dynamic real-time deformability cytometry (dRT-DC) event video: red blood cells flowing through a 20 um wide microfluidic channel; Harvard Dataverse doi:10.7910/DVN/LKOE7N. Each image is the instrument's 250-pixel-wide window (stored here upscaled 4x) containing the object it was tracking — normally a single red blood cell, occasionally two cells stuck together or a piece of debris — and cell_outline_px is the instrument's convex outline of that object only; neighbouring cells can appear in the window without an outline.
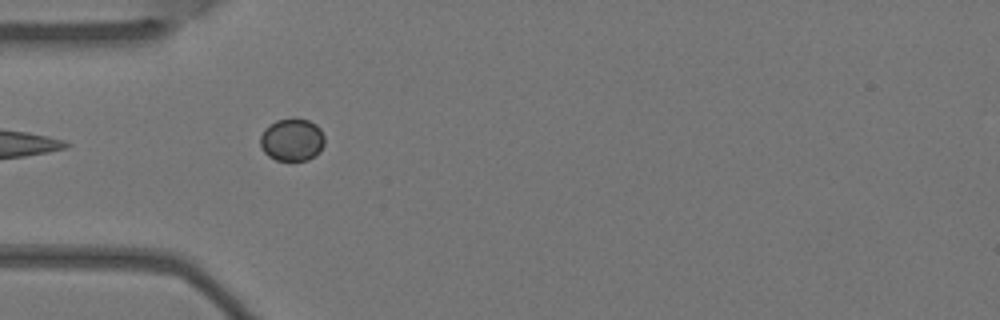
{"species": "Egyptian fruit bat (a non-hibernating species)", "species_latin": "Rousettus aegyptiacus", "temperature_condition": "warm", "stored_images_in_passage": 1, "camera_frame_rate_fps": 3000, "um_per_image_px": 0.085, "animal": {"sex": "female"}, "frame": {"image": 1, "passage_image": 1, "time_ms": 0.0, "image_size_px": [1000, 320], "cell_outline_px": [[324, 144], [320, 152], [308, 160], [276, 160], [268, 156], [264, 152], [260, 144], [260, 136], [264, 128], [276, 120], [308, 120], [316, 124], [320, 128], [324, 136]], "centroid_in_image_um": [24.82, 11.9], "position_along_channel_um": 60.2, "area_um2": 15.84}}